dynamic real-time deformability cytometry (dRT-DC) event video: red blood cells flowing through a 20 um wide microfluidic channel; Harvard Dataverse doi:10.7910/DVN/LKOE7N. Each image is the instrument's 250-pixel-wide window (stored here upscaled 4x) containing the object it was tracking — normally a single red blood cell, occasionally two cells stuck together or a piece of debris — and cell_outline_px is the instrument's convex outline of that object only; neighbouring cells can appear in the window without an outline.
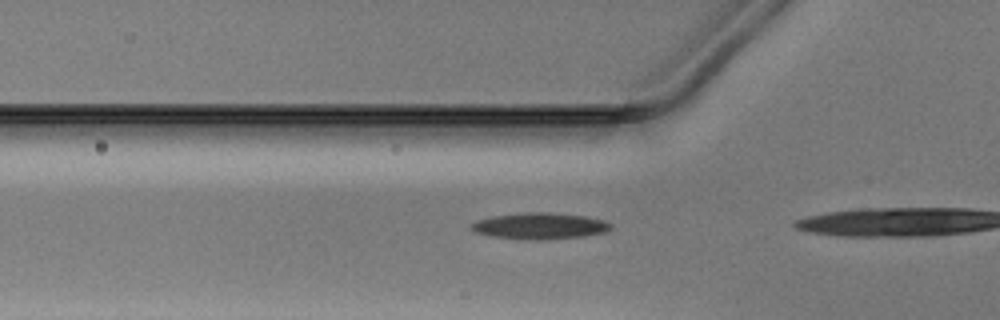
{"species": "Egyptian fruit bat (a non-hibernating species)", "species_latin": "Rousettus aegyptiacus", "temperature_condition": "warm", "stored_images_in_passage": 14, "camera_frame_rate_fps": 3000, "um_per_image_px": 0.085, "animal": {"sex": "male"}, "frame": {"image": 1, "passage_image": 13, "time_ms": 4.0, "image_size_px": [1000, 320], "cell_outline_px": [[612, 228], [604, 232], [584, 236], [492, 236], [476, 232], [468, 228], [476, 220], [492, 216], [524, 212], [548, 212], [584, 216], [604, 220], [612, 224]], "centroid_in_image_um": [45.89, 19.13], "position_along_channel_um": 79.9, "area_um2": 19.94}}